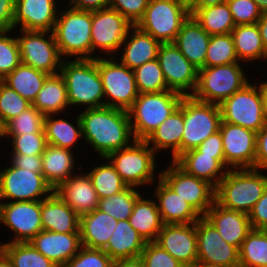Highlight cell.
I'll return each mask as SVG.
<instances>
[{
	"mask_svg": "<svg viewBox=\"0 0 267 267\" xmlns=\"http://www.w3.org/2000/svg\"><path fill=\"white\" fill-rule=\"evenodd\" d=\"M82 136L104 158L113 151L123 149L132 133L128 111L102 106L87 108L80 114Z\"/></svg>",
	"mask_w": 267,
	"mask_h": 267,
	"instance_id": "cell-1",
	"label": "cell"
},
{
	"mask_svg": "<svg viewBox=\"0 0 267 267\" xmlns=\"http://www.w3.org/2000/svg\"><path fill=\"white\" fill-rule=\"evenodd\" d=\"M226 171L215 191V201L222 207L249 214L267 188V176L254 168Z\"/></svg>",
	"mask_w": 267,
	"mask_h": 267,
	"instance_id": "cell-2",
	"label": "cell"
},
{
	"mask_svg": "<svg viewBox=\"0 0 267 267\" xmlns=\"http://www.w3.org/2000/svg\"><path fill=\"white\" fill-rule=\"evenodd\" d=\"M60 70L69 105L87 104L89 109L105 106V102L99 101L104 96V87L98 71V58L62 62Z\"/></svg>",
	"mask_w": 267,
	"mask_h": 267,
	"instance_id": "cell-3",
	"label": "cell"
},
{
	"mask_svg": "<svg viewBox=\"0 0 267 267\" xmlns=\"http://www.w3.org/2000/svg\"><path fill=\"white\" fill-rule=\"evenodd\" d=\"M184 96L171 91L140 93L128 110L129 117L135 116L133 139L146 140L180 105Z\"/></svg>",
	"mask_w": 267,
	"mask_h": 267,
	"instance_id": "cell-4",
	"label": "cell"
},
{
	"mask_svg": "<svg viewBox=\"0 0 267 267\" xmlns=\"http://www.w3.org/2000/svg\"><path fill=\"white\" fill-rule=\"evenodd\" d=\"M60 16L52 31L60 55H80L78 59H92L88 55L92 53V11L70 8Z\"/></svg>",
	"mask_w": 267,
	"mask_h": 267,
	"instance_id": "cell-5",
	"label": "cell"
},
{
	"mask_svg": "<svg viewBox=\"0 0 267 267\" xmlns=\"http://www.w3.org/2000/svg\"><path fill=\"white\" fill-rule=\"evenodd\" d=\"M238 63L198 70L197 85L191 96L196 100L220 105L225 99L248 84Z\"/></svg>",
	"mask_w": 267,
	"mask_h": 267,
	"instance_id": "cell-6",
	"label": "cell"
},
{
	"mask_svg": "<svg viewBox=\"0 0 267 267\" xmlns=\"http://www.w3.org/2000/svg\"><path fill=\"white\" fill-rule=\"evenodd\" d=\"M222 118L219 105L184 96V131L181 154L197 148L209 136L217 133Z\"/></svg>",
	"mask_w": 267,
	"mask_h": 267,
	"instance_id": "cell-7",
	"label": "cell"
},
{
	"mask_svg": "<svg viewBox=\"0 0 267 267\" xmlns=\"http://www.w3.org/2000/svg\"><path fill=\"white\" fill-rule=\"evenodd\" d=\"M189 10L177 0H150L136 26L161 43H173Z\"/></svg>",
	"mask_w": 267,
	"mask_h": 267,
	"instance_id": "cell-8",
	"label": "cell"
},
{
	"mask_svg": "<svg viewBox=\"0 0 267 267\" xmlns=\"http://www.w3.org/2000/svg\"><path fill=\"white\" fill-rule=\"evenodd\" d=\"M134 145L113 151L106 159H113L111 164L128 186H139L153 182L154 150L148 148L145 140H133Z\"/></svg>",
	"mask_w": 267,
	"mask_h": 267,
	"instance_id": "cell-9",
	"label": "cell"
},
{
	"mask_svg": "<svg viewBox=\"0 0 267 267\" xmlns=\"http://www.w3.org/2000/svg\"><path fill=\"white\" fill-rule=\"evenodd\" d=\"M246 84L225 99L220 105L222 122L239 125L258 132L265 125L263 104L261 97V85Z\"/></svg>",
	"mask_w": 267,
	"mask_h": 267,
	"instance_id": "cell-10",
	"label": "cell"
},
{
	"mask_svg": "<svg viewBox=\"0 0 267 267\" xmlns=\"http://www.w3.org/2000/svg\"><path fill=\"white\" fill-rule=\"evenodd\" d=\"M98 71L104 87V95L114 100L105 101V106L128 111L139 95L133 70L122 63L100 58Z\"/></svg>",
	"mask_w": 267,
	"mask_h": 267,
	"instance_id": "cell-11",
	"label": "cell"
},
{
	"mask_svg": "<svg viewBox=\"0 0 267 267\" xmlns=\"http://www.w3.org/2000/svg\"><path fill=\"white\" fill-rule=\"evenodd\" d=\"M159 175L172 190L186 200L202 216L215 202L216 188L206 180L187 174L174 161Z\"/></svg>",
	"mask_w": 267,
	"mask_h": 267,
	"instance_id": "cell-12",
	"label": "cell"
},
{
	"mask_svg": "<svg viewBox=\"0 0 267 267\" xmlns=\"http://www.w3.org/2000/svg\"><path fill=\"white\" fill-rule=\"evenodd\" d=\"M24 37L16 38L19 46L21 63L43 71L48 75L57 74L56 66L61 67L60 53L53 32L49 39L43 36L46 31L22 30ZM59 64V65H58Z\"/></svg>",
	"mask_w": 267,
	"mask_h": 267,
	"instance_id": "cell-13",
	"label": "cell"
},
{
	"mask_svg": "<svg viewBox=\"0 0 267 267\" xmlns=\"http://www.w3.org/2000/svg\"><path fill=\"white\" fill-rule=\"evenodd\" d=\"M197 263L239 267V249L228 244L204 217L196 221Z\"/></svg>",
	"mask_w": 267,
	"mask_h": 267,
	"instance_id": "cell-14",
	"label": "cell"
},
{
	"mask_svg": "<svg viewBox=\"0 0 267 267\" xmlns=\"http://www.w3.org/2000/svg\"><path fill=\"white\" fill-rule=\"evenodd\" d=\"M157 59L168 89L183 96H191V93L185 91L190 87L194 93L198 69L188 61L174 43H162L158 50Z\"/></svg>",
	"mask_w": 267,
	"mask_h": 267,
	"instance_id": "cell-15",
	"label": "cell"
},
{
	"mask_svg": "<svg viewBox=\"0 0 267 267\" xmlns=\"http://www.w3.org/2000/svg\"><path fill=\"white\" fill-rule=\"evenodd\" d=\"M133 27L123 15L111 8L92 11L91 42L92 52L101 48L111 53L124 44L129 28Z\"/></svg>",
	"mask_w": 267,
	"mask_h": 267,
	"instance_id": "cell-16",
	"label": "cell"
},
{
	"mask_svg": "<svg viewBox=\"0 0 267 267\" xmlns=\"http://www.w3.org/2000/svg\"><path fill=\"white\" fill-rule=\"evenodd\" d=\"M54 191L43 174L11 166L0 172V199L12 198L18 201H41V194Z\"/></svg>",
	"mask_w": 267,
	"mask_h": 267,
	"instance_id": "cell-17",
	"label": "cell"
},
{
	"mask_svg": "<svg viewBox=\"0 0 267 267\" xmlns=\"http://www.w3.org/2000/svg\"><path fill=\"white\" fill-rule=\"evenodd\" d=\"M219 131L222 137L225 165L254 168L257 132L239 125L222 122Z\"/></svg>",
	"mask_w": 267,
	"mask_h": 267,
	"instance_id": "cell-18",
	"label": "cell"
},
{
	"mask_svg": "<svg viewBox=\"0 0 267 267\" xmlns=\"http://www.w3.org/2000/svg\"><path fill=\"white\" fill-rule=\"evenodd\" d=\"M0 222L17 234L11 242H29L43 230L41 201H14L0 204Z\"/></svg>",
	"mask_w": 267,
	"mask_h": 267,
	"instance_id": "cell-19",
	"label": "cell"
},
{
	"mask_svg": "<svg viewBox=\"0 0 267 267\" xmlns=\"http://www.w3.org/2000/svg\"><path fill=\"white\" fill-rule=\"evenodd\" d=\"M189 224H164L155 243L167 251L184 267L197 264L196 222Z\"/></svg>",
	"mask_w": 267,
	"mask_h": 267,
	"instance_id": "cell-20",
	"label": "cell"
},
{
	"mask_svg": "<svg viewBox=\"0 0 267 267\" xmlns=\"http://www.w3.org/2000/svg\"><path fill=\"white\" fill-rule=\"evenodd\" d=\"M29 242L58 267H64L82 247L80 233L42 230Z\"/></svg>",
	"mask_w": 267,
	"mask_h": 267,
	"instance_id": "cell-21",
	"label": "cell"
},
{
	"mask_svg": "<svg viewBox=\"0 0 267 267\" xmlns=\"http://www.w3.org/2000/svg\"><path fill=\"white\" fill-rule=\"evenodd\" d=\"M204 217L218 230L228 244L238 249L252 230L248 214L226 209L216 201Z\"/></svg>",
	"mask_w": 267,
	"mask_h": 267,
	"instance_id": "cell-22",
	"label": "cell"
},
{
	"mask_svg": "<svg viewBox=\"0 0 267 267\" xmlns=\"http://www.w3.org/2000/svg\"><path fill=\"white\" fill-rule=\"evenodd\" d=\"M54 0H16L13 27L22 30L53 31L57 15Z\"/></svg>",
	"mask_w": 267,
	"mask_h": 267,
	"instance_id": "cell-23",
	"label": "cell"
},
{
	"mask_svg": "<svg viewBox=\"0 0 267 267\" xmlns=\"http://www.w3.org/2000/svg\"><path fill=\"white\" fill-rule=\"evenodd\" d=\"M209 35L190 15L182 24L174 45L198 70L205 67Z\"/></svg>",
	"mask_w": 267,
	"mask_h": 267,
	"instance_id": "cell-24",
	"label": "cell"
},
{
	"mask_svg": "<svg viewBox=\"0 0 267 267\" xmlns=\"http://www.w3.org/2000/svg\"><path fill=\"white\" fill-rule=\"evenodd\" d=\"M41 222L46 231L57 233H80V216L52 191L41 200Z\"/></svg>",
	"mask_w": 267,
	"mask_h": 267,
	"instance_id": "cell-25",
	"label": "cell"
},
{
	"mask_svg": "<svg viewBox=\"0 0 267 267\" xmlns=\"http://www.w3.org/2000/svg\"><path fill=\"white\" fill-rule=\"evenodd\" d=\"M54 191L79 216L98 208L99 199L88 174L69 177Z\"/></svg>",
	"mask_w": 267,
	"mask_h": 267,
	"instance_id": "cell-26",
	"label": "cell"
},
{
	"mask_svg": "<svg viewBox=\"0 0 267 267\" xmlns=\"http://www.w3.org/2000/svg\"><path fill=\"white\" fill-rule=\"evenodd\" d=\"M118 220L96 208L80 216V237L83 247L104 249L113 234Z\"/></svg>",
	"mask_w": 267,
	"mask_h": 267,
	"instance_id": "cell-27",
	"label": "cell"
},
{
	"mask_svg": "<svg viewBox=\"0 0 267 267\" xmlns=\"http://www.w3.org/2000/svg\"><path fill=\"white\" fill-rule=\"evenodd\" d=\"M156 196L157 205L164 224H192L200 217L194 208L175 193L161 178Z\"/></svg>",
	"mask_w": 267,
	"mask_h": 267,
	"instance_id": "cell-28",
	"label": "cell"
},
{
	"mask_svg": "<svg viewBox=\"0 0 267 267\" xmlns=\"http://www.w3.org/2000/svg\"><path fill=\"white\" fill-rule=\"evenodd\" d=\"M174 162L187 174L206 180L215 188L226 174V172L218 173L226 166L224 155H208L200 153L196 148L184 152ZM218 174H220L219 179L214 182Z\"/></svg>",
	"mask_w": 267,
	"mask_h": 267,
	"instance_id": "cell-29",
	"label": "cell"
},
{
	"mask_svg": "<svg viewBox=\"0 0 267 267\" xmlns=\"http://www.w3.org/2000/svg\"><path fill=\"white\" fill-rule=\"evenodd\" d=\"M184 131V97L179 107L155 129L145 140L148 144L154 143L152 148H172L173 161L181 155V141Z\"/></svg>",
	"mask_w": 267,
	"mask_h": 267,
	"instance_id": "cell-30",
	"label": "cell"
},
{
	"mask_svg": "<svg viewBox=\"0 0 267 267\" xmlns=\"http://www.w3.org/2000/svg\"><path fill=\"white\" fill-rule=\"evenodd\" d=\"M146 245L144 239L130 225L129 220H118L113 234L103 249L113 260L140 257Z\"/></svg>",
	"mask_w": 267,
	"mask_h": 267,
	"instance_id": "cell-31",
	"label": "cell"
},
{
	"mask_svg": "<svg viewBox=\"0 0 267 267\" xmlns=\"http://www.w3.org/2000/svg\"><path fill=\"white\" fill-rule=\"evenodd\" d=\"M70 152L69 149L47 144L42 153V174L53 190L72 176L74 161Z\"/></svg>",
	"mask_w": 267,
	"mask_h": 267,
	"instance_id": "cell-32",
	"label": "cell"
},
{
	"mask_svg": "<svg viewBox=\"0 0 267 267\" xmlns=\"http://www.w3.org/2000/svg\"><path fill=\"white\" fill-rule=\"evenodd\" d=\"M133 36L124 48V55L121 63L129 69L134 70L144 63L157 58L158 50L162 44L152 35L142 31L136 25H133Z\"/></svg>",
	"mask_w": 267,
	"mask_h": 267,
	"instance_id": "cell-33",
	"label": "cell"
},
{
	"mask_svg": "<svg viewBox=\"0 0 267 267\" xmlns=\"http://www.w3.org/2000/svg\"><path fill=\"white\" fill-rule=\"evenodd\" d=\"M129 222L146 243L155 242L164 225L157 204L141 196L136 200Z\"/></svg>",
	"mask_w": 267,
	"mask_h": 267,
	"instance_id": "cell-34",
	"label": "cell"
},
{
	"mask_svg": "<svg viewBox=\"0 0 267 267\" xmlns=\"http://www.w3.org/2000/svg\"><path fill=\"white\" fill-rule=\"evenodd\" d=\"M31 105L44 116L64 110L69 102L66 83L62 75H49Z\"/></svg>",
	"mask_w": 267,
	"mask_h": 267,
	"instance_id": "cell-35",
	"label": "cell"
},
{
	"mask_svg": "<svg viewBox=\"0 0 267 267\" xmlns=\"http://www.w3.org/2000/svg\"><path fill=\"white\" fill-rule=\"evenodd\" d=\"M48 76L43 71L20 63L2 81L32 103Z\"/></svg>",
	"mask_w": 267,
	"mask_h": 267,
	"instance_id": "cell-36",
	"label": "cell"
},
{
	"mask_svg": "<svg viewBox=\"0 0 267 267\" xmlns=\"http://www.w3.org/2000/svg\"><path fill=\"white\" fill-rule=\"evenodd\" d=\"M189 13L209 35L231 34L236 26L227 3L190 9Z\"/></svg>",
	"mask_w": 267,
	"mask_h": 267,
	"instance_id": "cell-37",
	"label": "cell"
},
{
	"mask_svg": "<svg viewBox=\"0 0 267 267\" xmlns=\"http://www.w3.org/2000/svg\"><path fill=\"white\" fill-rule=\"evenodd\" d=\"M231 35L235 53L239 60L242 58L253 61L264 56L265 48L257 23L236 25Z\"/></svg>",
	"mask_w": 267,
	"mask_h": 267,
	"instance_id": "cell-38",
	"label": "cell"
},
{
	"mask_svg": "<svg viewBox=\"0 0 267 267\" xmlns=\"http://www.w3.org/2000/svg\"><path fill=\"white\" fill-rule=\"evenodd\" d=\"M0 251L11 262L12 267H58L30 242H10L0 245Z\"/></svg>",
	"mask_w": 267,
	"mask_h": 267,
	"instance_id": "cell-39",
	"label": "cell"
},
{
	"mask_svg": "<svg viewBox=\"0 0 267 267\" xmlns=\"http://www.w3.org/2000/svg\"><path fill=\"white\" fill-rule=\"evenodd\" d=\"M239 267H267V231L252 229L239 248Z\"/></svg>",
	"mask_w": 267,
	"mask_h": 267,
	"instance_id": "cell-40",
	"label": "cell"
},
{
	"mask_svg": "<svg viewBox=\"0 0 267 267\" xmlns=\"http://www.w3.org/2000/svg\"><path fill=\"white\" fill-rule=\"evenodd\" d=\"M77 126L78 130L66 120H51L50 115H46L44 130L47 144L70 150L76 139L82 136L80 117L77 118Z\"/></svg>",
	"mask_w": 267,
	"mask_h": 267,
	"instance_id": "cell-41",
	"label": "cell"
},
{
	"mask_svg": "<svg viewBox=\"0 0 267 267\" xmlns=\"http://www.w3.org/2000/svg\"><path fill=\"white\" fill-rule=\"evenodd\" d=\"M88 176L99 200L118 194L128 187L112 164L95 167Z\"/></svg>",
	"mask_w": 267,
	"mask_h": 267,
	"instance_id": "cell-42",
	"label": "cell"
},
{
	"mask_svg": "<svg viewBox=\"0 0 267 267\" xmlns=\"http://www.w3.org/2000/svg\"><path fill=\"white\" fill-rule=\"evenodd\" d=\"M44 115L34 106L28 107L18 116L9 120L1 129L0 136L21 135L24 133H45Z\"/></svg>",
	"mask_w": 267,
	"mask_h": 267,
	"instance_id": "cell-43",
	"label": "cell"
},
{
	"mask_svg": "<svg viewBox=\"0 0 267 267\" xmlns=\"http://www.w3.org/2000/svg\"><path fill=\"white\" fill-rule=\"evenodd\" d=\"M133 72L139 94L169 90L157 58L144 63Z\"/></svg>",
	"mask_w": 267,
	"mask_h": 267,
	"instance_id": "cell-44",
	"label": "cell"
},
{
	"mask_svg": "<svg viewBox=\"0 0 267 267\" xmlns=\"http://www.w3.org/2000/svg\"><path fill=\"white\" fill-rule=\"evenodd\" d=\"M139 196L132 186H128L118 194L100 199L98 209L117 220H129Z\"/></svg>",
	"mask_w": 267,
	"mask_h": 267,
	"instance_id": "cell-45",
	"label": "cell"
},
{
	"mask_svg": "<svg viewBox=\"0 0 267 267\" xmlns=\"http://www.w3.org/2000/svg\"><path fill=\"white\" fill-rule=\"evenodd\" d=\"M238 60L231 34L211 35L205 58V67L238 63Z\"/></svg>",
	"mask_w": 267,
	"mask_h": 267,
	"instance_id": "cell-46",
	"label": "cell"
},
{
	"mask_svg": "<svg viewBox=\"0 0 267 267\" xmlns=\"http://www.w3.org/2000/svg\"><path fill=\"white\" fill-rule=\"evenodd\" d=\"M30 106L31 102L0 80V129Z\"/></svg>",
	"mask_w": 267,
	"mask_h": 267,
	"instance_id": "cell-47",
	"label": "cell"
},
{
	"mask_svg": "<svg viewBox=\"0 0 267 267\" xmlns=\"http://www.w3.org/2000/svg\"><path fill=\"white\" fill-rule=\"evenodd\" d=\"M0 32V80L10 74L20 63V52L16 38H9Z\"/></svg>",
	"mask_w": 267,
	"mask_h": 267,
	"instance_id": "cell-48",
	"label": "cell"
},
{
	"mask_svg": "<svg viewBox=\"0 0 267 267\" xmlns=\"http://www.w3.org/2000/svg\"><path fill=\"white\" fill-rule=\"evenodd\" d=\"M114 260L103 249L81 247L64 267H112Z\"/></svg>",
	"mask_w": 267,
	"mask_h": 267,
	"instance_id": "cell-49",
	"label": "cell"
},
{
	"mask_svg": "<svg viewBox=\"0 0 267 267\" xmlns=\"http://www.w3.org/2000/svg\"><path fill=\"white\" fill-rule=\"evenodd\" d=\"M227 5L235 25L255 24L263 13L254 0H228Z\"/></svg>",
	"mask_w": 267,
	"mask_h": 267,
	"instance_id": "cell-50",
	"label": "cell"
},
{
	"mask_svg": "<svg viewBox=\"0 0 267 267\" xmlns=\"http://www.w3.org/2000/svg\"><path fill=\"white\" fill-rule=\"evenodd\" d=\"M14 154L42 155L47 146L45 133L13 135Z\"/></svg>",
	"mask_w": 267,
	"mask_h": 267,
	"instance_id": "cell-51",
	"label": "cell"
},
{
	"mask_svg": "<svg viewBox=\"0 0 267 267\" xmlns=\"http://www.w3.org/2000/svg\"><path fill=\"white\" fill-rule=\"evenodd\" d=\"M140 258L144 267H184L155 242H147Z\"/></svg>",
	"mask_w": 267,
	"mask_h": 267,
	"instance_id": "cell-52",
	"label": "cell"
},
{
	"mask_svg": "<svg viewBox=\"0 0 267 267\" xmlns=\"http://www.w3.org/2000/svg\"><path fill=\"white\" fill-rule=\"evenodd\" d=\"M150 0H109V8L123 15L131 24L136 25L143 17Z\"/></svg>",
	"mask_w": 267,
	"mask_h": 267,
	"instance_id": "cell-53",
	"label": "cell"
},
{
	"mask_svg": "<svg viewBox=\"0 0 267 267\" xmlns=\"http://www.w3.org/2000/svg\"><path fill=\"white\" fill-rule=\"evenodd\" d=\"M252 229L267 231V188L248 214Z\"/></svg>",
	"mask_w": 267,
	"mask_h": 267,
	"instance_id": "cell-54",
	"label": "cell"
},
{
	"mask_svg": "<svg viewBox=\"0 0 267 267\" xmlns=\"http://www.w3.org/2000/svg\"><path fill=\"white\" fill-rule=\"evenodd\" d=\"M267 169V122L257 132L254 169Z\"/></svg>",
	"mask_w": 267,
	"mask_h": 267,
	"instance_id": "cell-55",
	"label": "cell"
},
{
	"mask_svg": "<svg viewBox=\"0 0 267 267\" xmlns=\"http://www.w3.org/2000/svg\"><path fill=\"white\" fill-rule=\"evenodd\" d=\"M12 158L11 165L42 174V155L13 154Z\"/></svg>",
	"mask_w": 267,
	"mask_h": 267,
	"instance_id": "cell-56",
	"label": "cell"
},
{
	"mask_svg": "<svg viewBox=\"0 0 267 267\" xmlns=\"http://www.w3.org/2000/svg\"><path fill=\"white\" fill-rule=\"evenodd\" d=\"M16 0H0V32L13 29Z\"/></svg>",
	"mask_w": 267,
	"mask_h": 267,
	"instance_id": "cell-57",
	"label": "cell"
},
{
	"mask_svg": "<svg viewBox=\"0 0 267 267\" xmlns=\"http://www.w3.org/2000/svg\"><path fill=\"white\" fill-rule=\"evenodd\" d=\"M196 149L200 153L208 155H224L223 143L220 131L209 136Z\"/></svg>",
	"mask_w": 267,
	"mask_h": 267,
	"instance_id": "cell-58",
	"label": "cell"
},
{
	"mask_svg": "<svg viewBox=\"0 0 267 267\" xmlns=\"http://www.w3.org/2000/svg\"><path fill=\"white\" fill-rule=\"evenodd\" d=\"M74 3L72 8L79 10H99L108 8L109 0H72L70 5Z\"/></svg>",
	"mask_w": 267,
	"mask_h": 267,
	"instance_id": "cell-59",
	"label": "cell"
},
{
	"mask_svg": "<svg viewBox=\"0 0 267 267\" xmlns=\"http://www.w3.org/2000/svg\"><path fill=\"white\" fill-rule=\"evenodd\" d=\"M112 267H144L140 257L114 260Z\"/></svg>",
	"mask_w": 267,
	"mask_h": 267,
	"instance_id": "cell-60",
	"label": "cell"
},
{
	"mask_svg": "<svg viewBox=\"0 0 267 267\" xmlns=\"http://www.w3.org/2000/svg\"><path fill=\"white\" fill-rule=\"evenodd\" d=\"M257 25L260 30L264 48H267V11L262 13L261 18L257 22Z\"/></svg>",
	"mask_w": 267,
	"mask_h": 267,
	"instance_id": "cell-61",
	"label": "cell"
},
{
	"mask_svg": "<svg viewBox=\"0 0 267 267\" xmlns=\"http://www.w3.org/2000/svg\"><path fill=\"white\" fill-rule=\"evenodd\" d=\"M227 2L228 0H198V2L191 9L206 8Z\"/></svg>",
	"mask_w": 267,
	"mask_h": 267,
	"instance_id": "cell-62",
	"label": "cell"
},
{
	"mask_svg": "<svg viewBox=\"0 0 267 267\" xmlns=\"http://www.w3.org/2000/svg\"><path fill=\"white\" fill-rule=\"evenodd\" d=\"M261 97L263 104V115L265 122H267V82L261 84Z\"/></svg>",
	"mask_w": 267,
	"mask_h": 267,
	"instance_id": "cell-63",
	"label": "cell"
},
{
	"mask_svg": "<svg viewBox=\"0 0 267 267\" xmlns=\"http://www.w3.org/2000/svg\"><path fill=\"white\" fill-rule=\"evenodd\" d=\"M0 267H12L8 258L0 251Z\"/></svg>",
	"mask_w": 267,
	"mask_h": 267,
	"instance_id": "cell-64",
	"label": "cell"
},
{
	"mask_svg": "<svg viewBox=\"0 0 267 267\" xmlns=\"http://www.w3.org/2000/svg\"><path fill=\"white\" fill-rule=\"evenodd\" d=\"M180 4L184 5L188 10H190L198 0H177Z\"/></svg>",
	"mask_w": 267,
	"mask_h": 267,
	"instance_id": "cell-65",
	"label": "cell"
},
{
	"mask_svg": "<svg viewBox=\"0 0 267 267\" xmlns=\"http://www.w3.org/2000/svg\"><path fill=\"white\" fill-rule=\"evenodd\" d=\"M262 12L267 11V0H254Z\"/></svg>",
	"mask_w": 267,
	"mask_h": 267,
	"instance_id": "cell-66",
	"label": "cell"
},
{
	"mask_svg": "<svg viewBox=\"0 0 267 267\" xmlns=\"http://www.w3.org/2000/svg\"><path fill=\"white\" fill-rule=\"evenodd\" d=\"M194 267H227V266L197 263Z\"/></svg>",
	"mask_w": 267,
	"mask_h": 267,
	"instance_id": "cell-67",
	"label": "cell"
},
{
	"mask_svg": "<svg viewBox=\"0 0 267 267\" xmlns=\"http://www.w3.org/2000/svg\"><path fill=\"white\" fill-rule=\"evenodd\" d=\"M263 58H267V48H265V53H264Z\"/></svg>",
	"mask_w": 267,
	"mask_h": 267,
	"instance_id": "cell-68",
	"label": "cell"
}]
</instances>
